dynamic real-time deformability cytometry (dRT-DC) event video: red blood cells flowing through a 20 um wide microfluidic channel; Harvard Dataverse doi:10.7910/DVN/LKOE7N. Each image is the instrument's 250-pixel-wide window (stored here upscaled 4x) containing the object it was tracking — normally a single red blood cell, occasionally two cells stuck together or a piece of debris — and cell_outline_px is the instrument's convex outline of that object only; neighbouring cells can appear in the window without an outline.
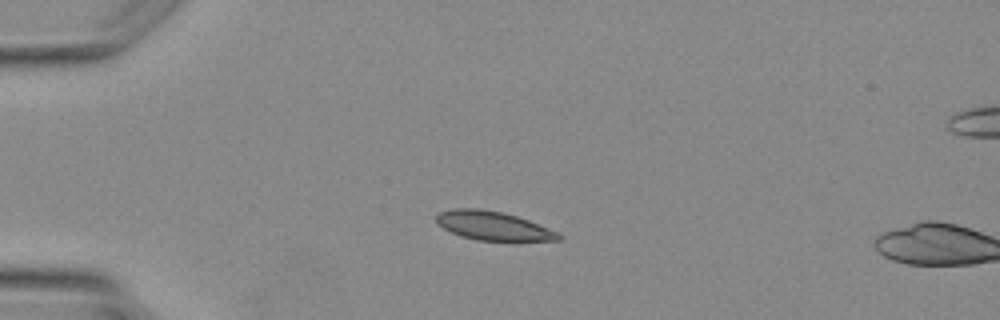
{"species": "Egyptian fruit bat (a non-hibernating species)", "species_latin": "Rousettus aegyptiacus", "temperature_condition": "warm", "stored_images_in_passage": 5, "camera_frame_rate_fps": 3000, "um_per_image_px": 0.085, "animal": {"sex": "female"}, "frame": {"image": 1, "passage_image": 4, "time_ms": 3.333, "image_size_px": [1000, 320], "cell_outline_px": [[564, 236], [560, 240], [512, 244], [508, 244], [476, 240], [460, 236], [444, 228], [436, 220], [436, 216], [440, 212], [456, 208], [476, 208], [500, 212], [516, 216], [528, 220], [556, 232]], "centroid_in_image_um": [42.01, 19.27], "position_along_channel_um": 43.0, "area_um2": 21.27}}